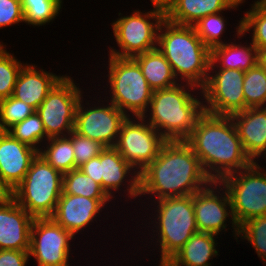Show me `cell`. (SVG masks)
<instances>
[{"label": "cell", "instance_id": "6da1fadb", "mask_svg": "<svg viewBox=\"0 0 266 266\" xmlns=\"http://www.w3.org/2000/svg\"><path fill=\"white\" fill-rule=\"evenodd\" d=\"M210 182L199 158L184 140L167 141L159 155L139 173L137 205L144 208L147 202L162 198L193 195Z\"/></svg>", "mask_w": 266, "mask_h": 266}, {"label": "cell", "instance_id": "7a4b0ae2", "mask_svg": "<svg viewBox=\"0 0 266 266\" xmlns=\"http://www.w3.org/2000/svg\"><path fill=\"white\" fill-rule=\"evenodd\" d=\"M149 203L146 204L147 207L145 206L144 209L142 208L141 211L145 210L144 212H139L140 215L138 217L140 220L134 221L138 224L142 220V224L139 223V225H137L135 228L138 230L137 233H140V235H147L144 237L145 240L141 239V241H139L140 235H137L139 236L136 237L138 239L137 241L138 243L142 242V246H139L138 248L137 245V251L135 253H139V250H143L144 252L147 245L148 249L153 247L150 250L147 249V251L148 253H151V251L152 253L154 252V254H149L152 256L159 254V258H157V260H159H156L155 263H158V265L155 266H164L177 253V251L183 247L190 237L198 232L193 207V195L162 198ZM142 213H145L144 215L147 217ZM141 214L144 219L140 218ZM140 225L144 226L142 227ZM138 226L141 227L142 233L137 228ZM143 228H145L144 232ZM149 239L150 241L148 242ZM141 247L143 248L142 250L140 249ZM155 250H158L157 252L159 253H155Z\"/></svg>", "mask_w": 266, "mask_h": 266}, {"label": "cell", "instance_id": "3957f363", "mask_svg": "<svg viewBox=\"0 0 266 266\" xmlns=\"http://www.w3.org/2000/svg\"><path fill=\"white\" fill-rule=\"evenodd\" d=\"M184 141L199 158L211 181L220 182L253 163L243 148L231 116L204 112Z\"/></svg>", "mask_w": 266, "mask_h": 266}, {"label": "cell", "instance_id": "277c9868", "mask_svg": "<svg viewBox=\"0 0 266 266\" xmlns=\"http://www.w3.org/2000/svg\"><path fill=\"white\" fill-rule=\"evenodd\" d=\"M203 113L201 89L178 83L171 88L154 90L142 117L167 141H175L185 140Z\"/></svg>", "mask_w": 266, "mask_h": 266}, {"label": "cell", "instance_id": "5b68a950", "mask_svg": "<svg viewBox=\"0 0 266 266\" xmlns=\"http://www.w3.org/2000/svg\"><path fill=\"white\" fill-rule=\"evenodd\" d=\"M157 48L172 66L180 83L202 88L207 80L211 50L193 26L173 24L166 19L158 31Z\"/></svg>", "mask_w": 266, "mask_h": 266}, {"label": "cell", "instance_id": "8992f818", "mask_svg": "<svg viewBox=\"0 0 266 266\" xmlns=\"http://www.w3.org/2000/svg\"><path fill=\"white\" fill-rule=\"evenodd\" d=\"M107 59L105 63L108 66L104 64L107 71L99 74V80L103 77L106 85L101 88L104 91L98 88L99 92L128 117H142L148 110L154 90L147 83L140 66L133 58L108 55Z\"/></svg>", "mask_w": 266, "mask_h": 266}, {"label": "cell", "instance_id": "52a82bcc", "mask_svg": "<svg viewBox=\"0 0 266 266\" xmlns=\"http://www.w3.org/2000/svg\"><path fill=\"white\" fill-rule=\"evenodd\" d=\"M62 185L63 173L37 155L11 196L33 218H51L61 196Z\"/></svg>", "mask_w": 266, "mask_h": 266}, {"label": "cell", "instance_id": "ba28073f", "mask_svg": "<svg viewBox=\"0 0 266 266\" xmlns=\"http://www.w3.org/2000/svg\"><path fill=\"white\" fill-rule=\"evenodd\" d=\"M130 13L123 15L119 11L118 18L110 23L113 33L110 35L116 43L107 48L108 55L133 58L157 48L158 31L165 14L157 9H133Z\"/></svg>", "mask_w": 266, "mask_h": 266}, {"label": "cell", "instance_id": "9c48e42d", "mask_svg": "<svg viewBox=\"0 0 266 266\" xmlns=\"http://www.w3.org/2000/svg\"><path fill=\"white\" fill-rule=\"evenodd\" d=\"M79 169L99 184L115 203L118 199L116 204L122 203L124 200L125 204H121L123 205L122 211H124V205L131 202L132 205L129 210L134 208V211L137 212L135 207L138 206H132L133 203L138 204L136 199L139 200V172L114 147H105L100 155L90 159ZM117 193L118 195H115Z\"/></svg>", "mask_w": 266, "mask_h": 266}, {"label": "cell", "instance_id": "30bf717a", "mask_svg": "<svg viewBox=\"0 0 266 266\" xmlns=\"http://www.w3.org/2000/svg\"><path fill=\"white\" fill-rule=\"evenodd\" d=\"M266 162H253L247 168L224 177L232 214L238 227L249 219L266 215ZM262 165V166H261Z\"/></svg>", "mask_w": 266, "mask_h": 266}, {"label": "cell", "instance_id": "8fae6325", "mask_svg": "<svg viewBox=\"0 0 266 266\" xmlns=\"http://www.w3.org/2000/svg\"><path fill=\"white\" fill-rule=\"evenodd\" d=\"M95 93L97 95L93 94L95 96L92 95V97L83 94L79 100L74 130L82 136L99 142L104 147H114L122 123L128 116L103 97L102 94Z\"/></svg>", "mask_w": 266, "mask_h": 266}, {"label": "cell", "instance_id": "7c38bea8", "mask_svg": "<svg viewBox=\"0 0 266 266\" xmlns=\"http://www.w3.org/2000/svg\"><path fill=\"white\" fill-rule=\"evenodd\" d=\"M69 75L70 73L66 72L36 110L48 138L67 136L74 130L79 100L83 94H90L93 91L80 86V83L73 79L74 76Z\"/></svg>", "mask_w": 266, "mask_h": 266}, {"label": "cell", "instance_id": "4fadbf2b", "mask_svg": "<svg viewBox=\"0 0 266 266\" xmlns=\"http://www.w3.org/2000/svg\"><path fill=\"white\" fill-rule=\"evenodd\" d=\"M193 207L198 232L212 233L221 237L223 234L226 236L225 233L231 230L237 242L239 227L232 214L229 194L221 182L211 181L193 194Z\"/></svg>", "mask_w": 266, "mask_h": 266}, {"label": "cell", "instance_id": "5bb4252c", "mask_svg": "<svg viewBox=\"0 0 266 266\" xmlns=\"http://www.w3.org/2000/svg\"><path fill=\"white\" fill-rule=\"evenodd\" d=\"M75 240L52 218H34L30 230L29 258H33L37 266H72L71 255L75 252L73 250H77L72 249Z\"/></svg>", "mask_w": 266, "mask_h": 266}, {"label": "cell", "instance_id": "9a60e30c", "mask_svg": "<svg viewBox=\"0 0 266 266\" xmlns=\"http://www.w3.org/2000/svg\"><path fill=\"white\" fill-rule=\"evenodd\" d=\"M166 142L143 117L130 116L122 123L114 148L140 173L159 155Z\"/></svg>", "mask_w": 266, "mask_h": 266}, {"label": "cell", "instance_id": "2e32d148", "mask_svg": "<svg viewBox=\"0 0 266 266\" xmlns=\"http://www.w3.org/2000/svg\"><path fill=\"white\" fill-rule=\"evenodd\" d=\"M245 72L235 69H209L201 88L204 112L231 116L245 110L243 81Z\"/></svg>", "mask_w": 266, "mask_h": 266}, {"label": "cell", "instance_id": "e0dca14e", "mask_svg": "<svg viewBox=\"0 0 266 266\" xmlns=\"http://www.w3.org/2000/svg\"><path fill=\"white\" fill-rule=\"evenodd\" d=\"M111 204L114 205L112 206ZM115 205V201L111 198H88L62 192L56 210L51 218L58 225H61L65 230L69 231L75 238H78L77 240H80L79 237L81 234H85L89 229H94L89 227H92L95 222L99 225L98 219L101 221L100 217L103 214L107 216L106 219L104 218L105 216L102 217L106 221L109 220L108 217H111L109 214H112L113 208H116L114 214L119 212L118 214L120 215V212H122L120 211L121 209L117 210V207L120 208V206L116 205L114 207ZM105 208L108 210L111 208V213ZM104 210L108 212L101 213Z\"/></svg>", "mask_w": 266, "mask_h": 266}, {"label": "cell", "instance_id": "ac0fdd59", "mask_svg": "<svg viewBox=\"0 0 266 266\" xmlns=\"http://www.w3.org/2000/svg\"><path fill=\"white\" fill-rule=\"evenodd\" d=\"M38 150L0 131V181L11 193L30 169Z\"/></svg>", "mask_w": 266, "mask_h": 266}, {"label": "cell", "instance_id": "d6986e66", "mask_svg": "<svg viewBox=\"0 0 266 266\" xmlns=\"http://www.w3.org/2000/svg\"><path fill=\"white\" fill-rule=\"evenodd\" d=\"M33 220L12 196L0 202V250H29Z\"/></svg>", "mask_w": 266, "mask_h": 266}, {"label": "cell", "instance_id": "ffe728a7", "mask_svg": "<svg viewBox=\"0 0 266 266\" xmlns=\"http://www.w3.org/2000/svg\"><path fill=\"white\" fill-rule=\"evenodd\" d=\"M231 118L248 157L253 162H266V107H250Z\"/></svg>", "mask_w": 266, "mask_h": 266}, {"label": "cell", "instance_id": "44dd1931", "mask_svg": "<svg viewBox=\"0 0 266 266\" xmlns=\"http://www.w3.org/2000/svg\"><path fill=\"white\" fill-rule=\"evenodd\" d=\"M42 67V68H41ZM36 63H27L22 67L14 86L12 96L38 109L47 94L65 76L53 71H46Z\"/></svg>", "mask_w": 266, "mask_h": 266}, {"label": "cell", "instance_id": "7402d4cb", "mask_svg": "<svg viewBox=\"0 0 266 266\" xmlns=\"http://www.w3.org/2000/svg\"><path fill=\"white\" fill-rule=\"evenodd\" d=\"M244 37L245 34L240 33L235 42L232 40L213 47L209 69H235L245 72L256 66L259 63V50L251 41L245 42Z\"/></svg>", "mask_w": 266, "mask_h": 266}, {"label": "cell", "instance_id": "603a6c76", "mask_svg": "<svg viewBox=\"0 0 266 266\" xmlns=\"http://www.w3.org/2000/svg\"><path fill=\"white\" fill-rule=\"evenodd\" d=\"M242 5L238 0H174L165 14V19L173 24L193 26L200 19L222 11H236Z\"/></svg>", "mask_w": 266, "mask_h": 266}, {"label": "cell", "instance_id": "cb8c5ba5", "mask_svg": "<svg viewBox=\"0 0 266 266\" xmlns=\"http://www.w3.org/2000/svg\"><path fill=\"white\" fill-rule=\"evenodd\" d=\"M218 238L212 233L193 234L164 266H212L213 258L220 256L218 244L222 243L218 242Z\"/></svg>", "mask_w": 266, "mask_h": 266}, {"label": "cell", "instance_id": "d4e9b609", "mask_svg": "<svg viewBox=\"0 0 266 266\" xmlns=\"http://www.w3.org/2000/svg\"><path fill=\"white\" fill-rule=\"evenodd\" d=\"M133 59L141 68L142 74L153 90L167 89L180 83L158 48L136 55Z\"/></svg>", "mask_w": 266, "mask_h": 266}, {"label": "cell", "instance_id": "484cf974", "mask_svg": "<svg viewBox=\"0 0 266 266\" xmlns=\"http://www.w3.org/2000/svg\"><path fill=\"white\" fill-rule=\"evenodd\" d=\"M224 14H226L224 13V11L210 14L206 17H203L193 25L199 38L210 50L215 46L235 40L234 38H237V36L242 33V17H240V20H237L238 23H235L236 25H234L235 27H233L235 31H233L232 29V31L229 33H234L233 35L229 36L231 40L227 37L228 34H226V31L227 29L229 30L227 26H229L228 24L230 22L227 20L228 17H225ZM226 38L228 39V41L226 40Z\"/></svg>", "mask_w": 266, "mask_h": 266}, {"label": "cell", "instance_id": "4316f807", "mask_svg": "<svg viewBox=\"0 0 266 266\" xmlns=\"http://www.w3.org/2000/svg\"><path fill=\"white\" fill-rule=\"evenodd\" d=\"M38 155L63 174L75 169L74 150L68 136L49 138L41 146Z\"/></svg>", "mask_w": 266, "mask_h": 266}, {"label": "cell", "instance_id": "83f0119b", "mask_svg": "<svg viewBox=\"0 0 266 266\" xmlns=\"http://www.w3.org/2000/svg\"><path fill=\"white\" fill-rule=\"evenodd\" d=\"M27 26L42 28L53 23L61 14L64 0H21Z\"/></svg>", "mask_w": 266, "mask_h": 266}, {"label": "cell", "instance_id": "f1b7e54d", "mask_svg": "<svg viewBox=\"0 0 266 266\" xmlns=\"http://www.w3.org/2000/svg\"><path fill=\"white\" fill-rule=\"evenodd\" d=\"M7 132L15 139L23 142L36 150L49 139L41 121L40 115L35 111L23 121L16 123Z\"/></svg>", "mask_w": 266, "mask_h": 266}, {"label": "cell", "instance_id": "f546056e", "mask_svg": "<svg viewBox=\"0 0 266 266\" xmlns=\"http://www.w3.org/2000/svg\"><path fill=\"white\" fill-rule=\"evenodd\" d=\"M243 94L245 109L266 107V70L259 63L245 71Z\"/></svg>", "mask_w": 266, "mask_h": 266}, {"label": "cell", "instance_id": "4dcf8cb0", "mask_svg": "<svg viewBox=\"0 0 266 266\" xmlns=\"http://www.w3.org/2000/svg\"><path fill=\"white\" fill-rule=\"evenodd\" d=\"M62 192L88 198H110L99 184L79 168L63 174Z\"/></svg>", "mask_w": 266, "mask_h": 266}, {"label": "cell", "instance_id": "1f68e13d", "mask_svg": "<svg viewBox=\"0 0 266 266\" xmlns=\"http://www.w3.org/2000/svg\"><path fill=\"white\" fill-rule=\"evenodd\" d=\"M239 241L250 243L251 248L266 266V215L244 222L239 227L237 244H240Z\"/></svg>", "mask_w": 266, "mask_h": 266}, {"label": "cell", "instance_id": "d6a6232c", "mask_svg": "<svg viewBox=\"0 0 266 266\" xmlns=\"http://www.w3.org/2000/svg\"><path fill=\"white\" fill-rule=\"evenodd\" d=\"M249 6L247 11H243L245 13L242 16V33L245 34V39L249 38L259 51L266 50V13L255 3Z\"/></svg>", "mask_w": 266, "mask_h": 266}, {"label": "cell", "instance_id": "836d02e7", "mask_svg": "<svg viewBox=\"0 0 266 266\" xmlns=\"http://www.w3.org/2000/svg\"><path fill=\"white\" fill-rule=\"evenodd\" d=\"M27 62L19 60L7 47L0 52V100L13 94L20 70Z\"/></svg>", "mask_w": 266, "mask_h": 266}, {"label": "cell", "instance_id": "e575fe53", "mask_svg": "<svg viewBox=\"0 0 266 266\" xmlns=\"http://www.w3.org/2000/svg\"><path fill=\"white\" fill-rule=\"evenodd\" d=\"M35 111L33 107L12 95L0 100V131H7Z\"/></svg>", "mask_w": 266, "mask_h": 266}, {"label": "cell", "instance_id": "d590c367", "mask_svg": "<svg viewBox=\"0 0 266 266\" xmlns=\"http://www.w3.org/2000/svg\"><path fill=\"white\" fill-rule=\"evenodd\" d=\"M72 141L75 158V169L79 168L90 159L100 155L105 148L102 144L88 137L78 134L75 130L67 135Z\"/></svg>", "mask_w": 266, "mask_h": 266}, {"label": "cell", "instance_id": "8d00e7d4", "mask_svg": "<svg viewBox=\"0 0 266 266\" xmlns=\"http://www.w3.org/2000/svg\"><path fill=\"white\" fill-rule=\"evenodd\" d=\"M25 23L21 0H0V29Z\"/></svg>", "mask_w": 266, "mask_h": 266}, {"label": "cell", "instance_id": "74e56055", "mask_svg": "<svg viewBox=\"0 0 266 266\" xmlns=\"http://www.w3.org/2000/svg\"><path fill=\"white\" fill-rule=\"evenodd\" d=\"M29 250H0V266H27Z\"/></svg>", "mask_w": 266, "mask_h": 266}, {"label": "cell", "instance_id": "f35d334b", "mask_svg": "<svg viewBox=\"0 0 266 266\" xmlns=\"http://www.w3.org/2000/svg\"><path fill=\"white\" fill-rule=\"evenodd\" d=\"M151 2L152 9H157L164 14L172 7L174 0H149Z\"/></svg>", "mask_w": 266, "mask_h": 266}, {"label": "cell", "instance_id": "ab89813d", "mask_svg": "<svg viewBox=\"0 0 266 266\" xmlns=\"http://www.w3.org/2000/svg\"><path fill=\"white\" fill-rule=\"evenodd\" d=\"M10 196H11V193L0 181V202L5 201Z\"/></svg>", "mask_w": 266, "mask_h": 266}, {"label": "cell", "instance_id": "60d3db41", "mask_svg": "<svg viewBox=\"0 0 266 266\" xmlns=\"http://www.w3.org/2000/svg\"><path fill=\"white\" fill-rule=\"evenodd\" d=\"M259 64L266 70V50L259 51Z\"/></svg>", "mask_w": 266, "mask_h": 266}, {"label": "cell", "instance_id": "b9f144b4", "mask_svg": "<svg viewBox=\"0 0 266 266\" xmlns=\"http://www.w3.org/2000/svg\"><path fill=\"white\" fill-rule=\"evenodd\" d=\"M255 4L264 12L266 13V0H257Z\"/></svg>", "mask_w": 266, "mask_h": 266}, {"label": "cell", "instance_id": "7bdbcfd3", "mask_svg": "<svg viewBox=\"0 0 266 266\" xmlns=\"http://www.w3.org/2000/svg\"><path fill=\"white\" fill-rule=\"evenodd\" d=\"M1 40V39H0ZM6 47H8L7 46V43L5 44V42H3L2 40L0 41V52L2 51V50H4Z\"/></svg>", "mask_w": 266, "mask_h": 266}, {"label": "cell", "instance_id": "ee69618b", "mask_svg": "<svg viewBox=\"0 0 266 266\" xmlns=\"http://www.w3.org/2000/svg\"><path fill=\"white\" fill-rule=\"evenodd\" d=\"M242 5H243V3L245 4H247V0H238ZM257 0H254V1H252L251 3H255Z\"/></svg>", "mask_w": 266, "mask_h": 266}]
</instances>
